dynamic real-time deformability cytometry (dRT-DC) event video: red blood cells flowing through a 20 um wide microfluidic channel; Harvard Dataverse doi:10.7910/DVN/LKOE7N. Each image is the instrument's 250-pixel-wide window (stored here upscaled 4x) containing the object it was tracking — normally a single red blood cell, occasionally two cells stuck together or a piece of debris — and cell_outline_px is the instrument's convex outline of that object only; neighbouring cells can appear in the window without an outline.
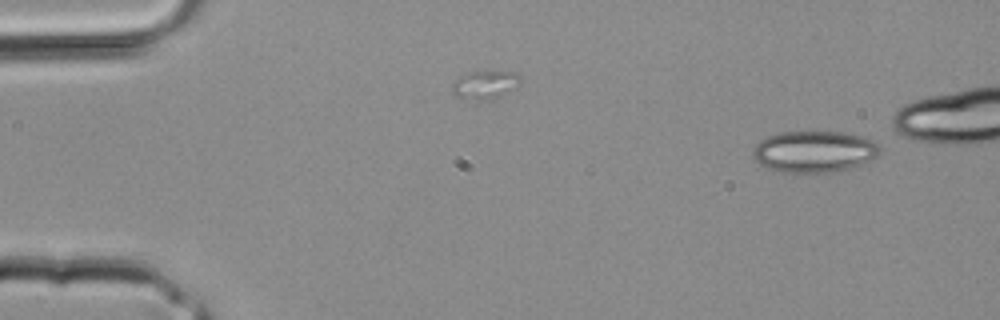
{"species": "common noctule bat (a hibernating species)", "species_latin": "Nyctalus noctula", "temperature_condition": "room temperature", "stored_images_in_passage": 2, "segment_of_instrument_passage": [2, 2], "camera_frame_rate_fps": 3000, "um_per_image_px": 0.085, "animal": {"sex": "male", "body_mass_g": 20.4}, "frame": {"image": 1, "passage_image": 2, "time_ms": 0.333, "image_size_px": [1000, 320], "cell_outline_px": [[880, 152], [876, 156], [860, 164], [840, 172], [780, 172], [768, 168], [760, 164], [752, 156], [752, 152], [756, 144], [760, 140], [768, 136], [780, 132], [844, 132], [860, 136], [872, 140], [880, 148]], "centroid_in_image_um": [69.18, 12.89], "position_along_channel_um": 15.8, "area_um2": 30.58}}